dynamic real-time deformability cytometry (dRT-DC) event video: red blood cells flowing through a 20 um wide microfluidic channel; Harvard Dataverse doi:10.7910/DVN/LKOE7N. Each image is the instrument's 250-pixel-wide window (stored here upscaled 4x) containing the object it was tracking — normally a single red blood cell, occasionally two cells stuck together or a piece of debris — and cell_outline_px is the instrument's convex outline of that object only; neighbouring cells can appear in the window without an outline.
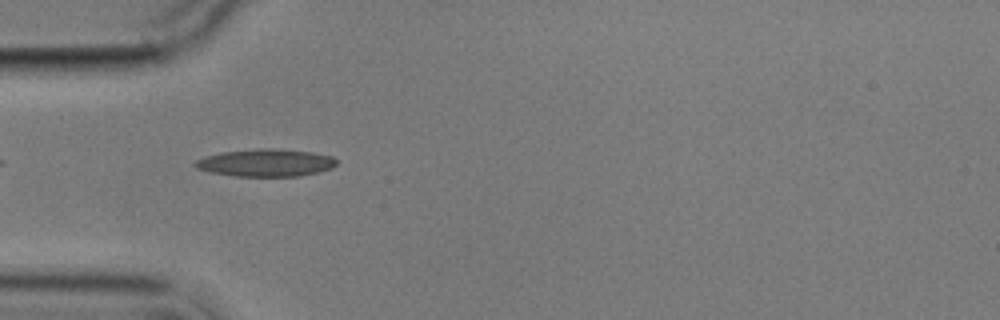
{"species": "common noctule bat (a hibernating species)", "species_latin": "Nyctalus noctula", "temperature_condition": "cold", "stored_images_in_passage": 5, "camera_frame_rate_fps": 3000, "um_per_image_px": 0.085, "animal": {"sex": "male", "body_mass_g": 17.9}, "frame": {"image": 1, "passage_image": 4, "time_ms": 4.333, "image_size_px": [1000, 320], "cell_outline_px": [[336, 164], [332, 168], [320, 172], [296, 176], [236, 176], [208, 172], [196, 168], [192, 164], [196, 160], [204, 156], [220, 152], [256, 148], [276, 148], [312, 152], [332, 156], [336, 160]], "centroid_in_image_um": [22.55, 13.82], "position_along_channel_um": 62.4, "area_um2": 22.89}}
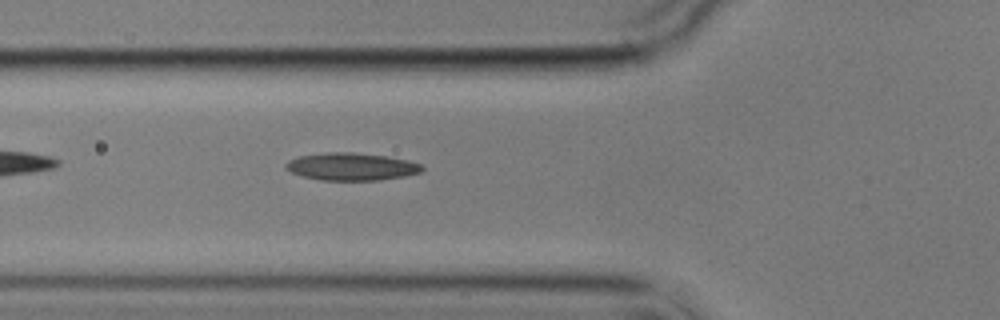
{"frame": {"image": 2, "passage_image": 5, "time_ms": 5.333, "image_size_px": [1000, 320], "cell_outline_px": [[424, 168], [420, 172], [404, 176], [380, 180], [320, 180], [304, 176], [292, 172], [284, 168], [284, 164], [288, 160], [300, 156], [328, 152], [352, 152], [388, 156], [408, 160], [420, 164]], "centroid_in_image_um": [29.86, 14.16], "position_along_channel_um": 95.9, "area_um2": 21.79}}